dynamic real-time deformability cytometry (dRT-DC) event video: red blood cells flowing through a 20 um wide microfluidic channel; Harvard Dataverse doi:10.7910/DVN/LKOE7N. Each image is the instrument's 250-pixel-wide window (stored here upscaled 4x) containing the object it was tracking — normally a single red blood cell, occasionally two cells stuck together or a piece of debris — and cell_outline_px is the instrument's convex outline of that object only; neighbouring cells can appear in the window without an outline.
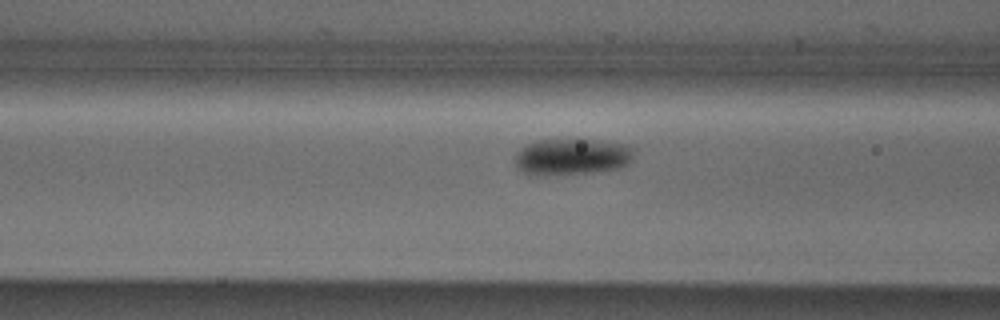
{"species": "Egyptian fruit bat (a non-hibernating species)", "species_latin": "Rousettus aegyptiacus", "temperature_condition": "cold", "stored_images_in_passage": 7, "camera_frame_rate_fps": 3000, "um_per_image_px": 0.085, "animal": {"sex": "male"}, "frame": {"image": 1, "passage_image": 6, "time_ms": 7.0, "image_size_px": [1000, 320], "cell_outline_px": [[636, 152], [632, 160], [628, 164], [620, 168], [588, 172], [524, 172], [516, 168], [516, 152], [524, 144], [536, 140], [592, 140], [628, 144]], "centroid_in_image_um": [48.68, 13.26], "position_along_channel_um": 117.9, "area_um2": 24.45}}
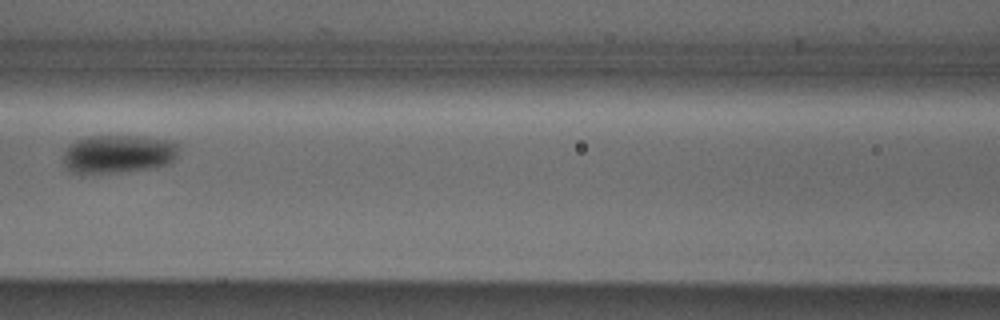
{"frame": {"image": 2, "passage_image": 7, "time_ms": 8.0, "image_size_px": [1000, 320], "cell_outline_px": [[180, 148], [172, 164], [156, 168], [116, 172], [72, 172], [64, 164], [64, 156], [68, 144], [76, 140], [88, 136], [144, 136], [168, 140], [176, 144]], "centroid_in_image_um": [10.11, 13.07], "position_along_channel_um": 156.5, "area_um2": 25.84}}